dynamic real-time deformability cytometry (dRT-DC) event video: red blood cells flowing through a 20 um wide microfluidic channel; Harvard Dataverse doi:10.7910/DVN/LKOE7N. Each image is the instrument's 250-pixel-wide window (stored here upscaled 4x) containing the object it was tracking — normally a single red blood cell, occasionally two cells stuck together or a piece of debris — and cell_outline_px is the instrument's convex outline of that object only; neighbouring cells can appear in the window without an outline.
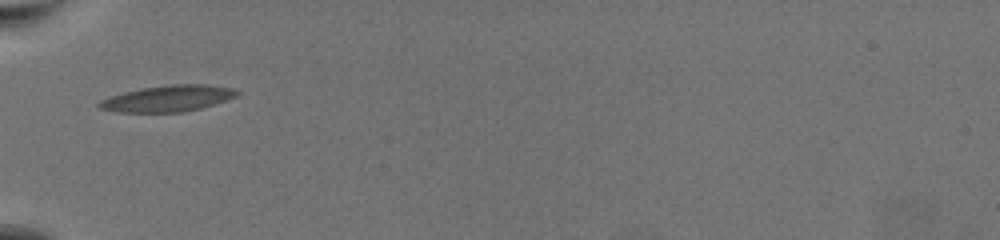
{"species": "common noctule bat (a hibernating species)", "species_latin": "Nyctalus noctula", "temperature_condition": "warm", "stored_images_in_passage": 3, "camera_frame_rate_fps": 3000, "um_per_image_px": 0.085, "animal": {"sex": "female", "body_mass_g": 19.5, "forearm_length_mm": 54.1}, "frame": {"image": 1, "passage_image": 1, "time_ms": 0.0, "image_size_px": [1000, 240], "cell_outline_px": [[240, 92], [236, 96], [200, 108], [184, 112], [116, 112], [100, 108], [96, 104], [100, 100], [124, 92], [140, 88], [172, 84], [208, 84], [236, 88]], "centroid_in_image_um": [14.27, 8.36], "position_along_channel_um": 70.7, "area_um2": 21.04}}